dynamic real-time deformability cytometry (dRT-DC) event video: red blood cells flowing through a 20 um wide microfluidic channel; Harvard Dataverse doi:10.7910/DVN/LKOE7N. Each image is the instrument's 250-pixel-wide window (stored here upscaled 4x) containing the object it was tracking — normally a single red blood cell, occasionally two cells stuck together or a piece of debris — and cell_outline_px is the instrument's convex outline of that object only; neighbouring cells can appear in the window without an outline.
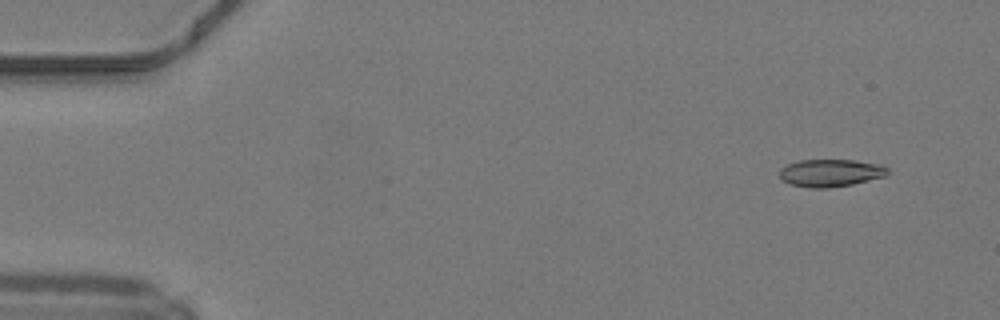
{"species": "common noctule bat (a hibernating species)", "species_latin": "Nyctalus noctula", "temperature_condition": "warm", "stored_images_in_passage": 46, "camera_frame_rate_fps": 3000, "um_per_image_px": 0.085, "animal": {"sex": "male", "body_mass_g": 19.2, "forearm_length_mm": 51.8}, "frame": {"image": 1, "passage_image": 1, "time_ms": 0.0, "image_size_px": [1000, 320], "cell_outline_px": [[888, 176], [852, 184], [828, 188], [808, 188], [788, 184], [780, 180], [780, 168], [796, 160], [856, 160], [880, 164], [888, 168]], "centroid_in_image_um": [70.58, 14.7], "position_along_channel_um": 14.4, "area_um2": 17.63}}
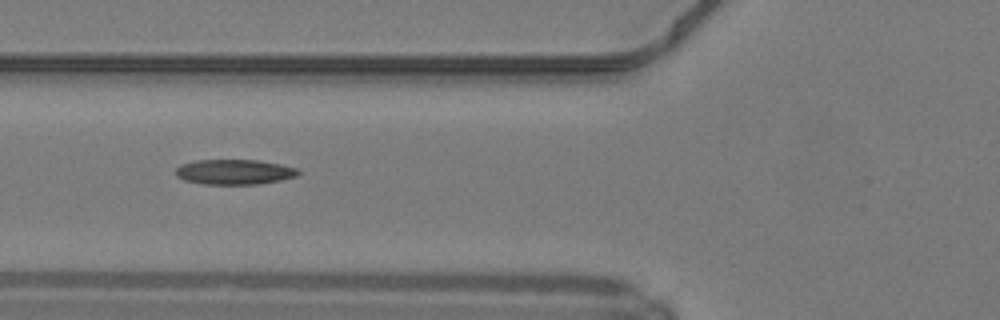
{"frame": {"image": 2, "passage_image": 16, "time_ms": 5.0, "image_size_px": [1000, 320], "cell_outline_px": [[300, 172], [296, 176], [280, 180], [260, 184], [204, 184], [184, 180], [176, 176], [176, 168], [180, 164], [196, 160], [256, 160], [280, 164], [300, 168]], "centroid_in_image_um": [19.93, 14.61], "position_along_channel_um": 105.9, "area_um2": 17.98}}
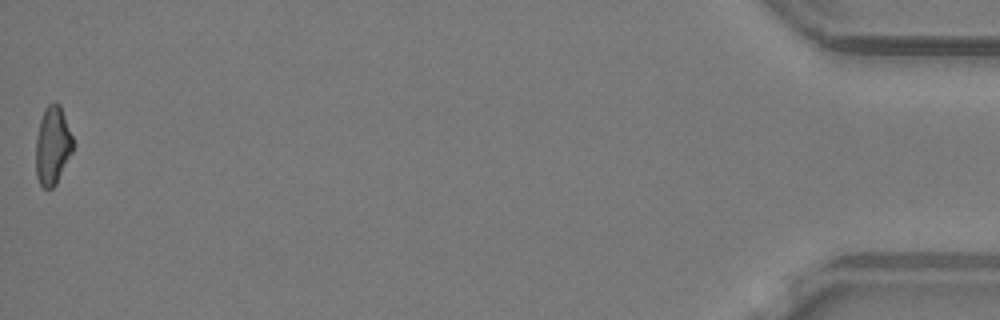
{"frame": {"image": 3, "passage_image": 46, "time_ms": 15.0, "image_size_px": [1000, 320], "cell_outline_px": [[72, 152], [56, 184], [52, 188], [44, 188], [40, 184], [36, 176], [36, 136], [40, 120], [44, 108], [48, 104], [60, 104], [72, 136]], "centroid_in_image_um": [4.45, 12.38], "position_along_channel_um": 430.8, "area_um2": 16.76}, "authors_computed_cell_mechanics": {"area_um2": 17.6579, "velocity_mm_per_s": 4.2454, "shape_relaxation_time_tau1_ms": null, "shape_relaxation_time_tau2_ms": 7.1561, "deformation_change_tau1": null, "deformation_change_tau2": 0.1842}}